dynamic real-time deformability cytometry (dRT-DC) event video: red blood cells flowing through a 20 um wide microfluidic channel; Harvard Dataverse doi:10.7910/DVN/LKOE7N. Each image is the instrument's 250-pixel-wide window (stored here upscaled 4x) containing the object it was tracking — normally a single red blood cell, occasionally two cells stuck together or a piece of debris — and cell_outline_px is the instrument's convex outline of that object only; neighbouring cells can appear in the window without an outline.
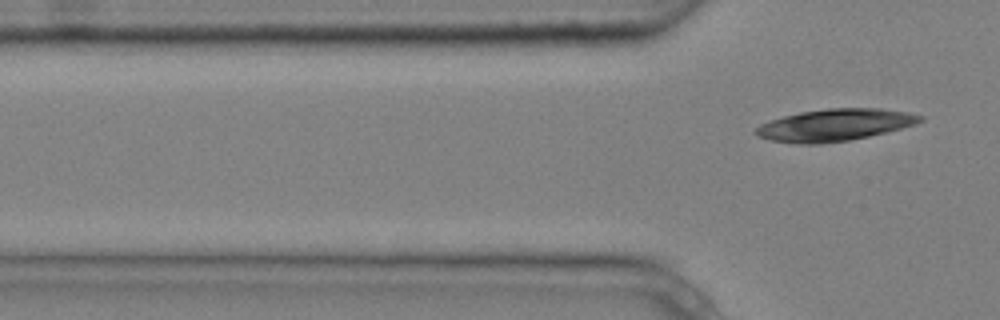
{"species": "common noctule bat (a hibernating species)", "species_latin": "Nyctalus noctula", "temperature_condition": "cold", "stored_images_in_passage": 4, "camera_frame_rate_fps": 3000, "um_per_image_px": 0.085, "animal": {"sex": "male", "body_mass_g": 20.4}, "frame": {"image": 1, "passage_image": 4, "time_ms": 1.0, "image_size_px": [1000, 320], "cell_outline_px": [[924, 120], [916, 124], [868, 136], [848, 140], [820, 144], [800, 144], [772, 140], [756, 136], [752, 132], [760, 124], [784, 116], [800, 112], [828, 108], [880, 108], [908, 112], [924, 116]], "centroid_in_image_um": [70.94, 10.62], "position_along_channel_um": 54.9, "area_um2": 30.52}}